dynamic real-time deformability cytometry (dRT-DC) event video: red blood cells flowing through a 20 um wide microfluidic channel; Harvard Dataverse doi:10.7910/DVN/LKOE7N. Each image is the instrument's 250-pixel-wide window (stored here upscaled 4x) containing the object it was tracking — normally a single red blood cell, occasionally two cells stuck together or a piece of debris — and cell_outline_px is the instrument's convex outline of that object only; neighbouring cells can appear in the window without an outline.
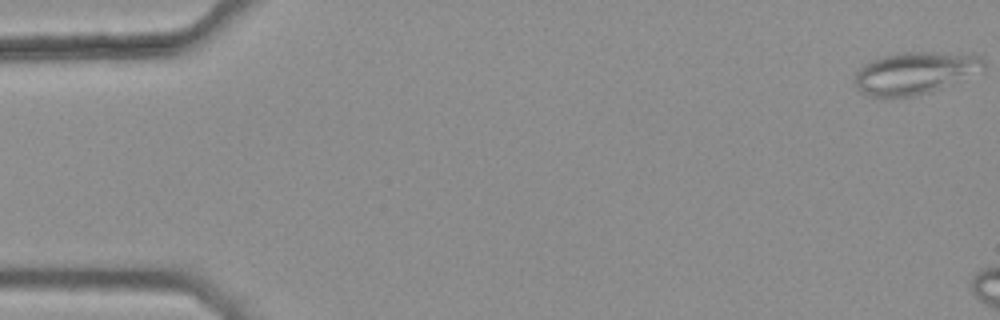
{"species": "common noctule bat (a hibernating species)", "species_latin": "Nyctalus noctula", "temperature_condition": "warm", "stored_images_in_passage": 11, "camera_frame_rate_fps": 3000, "um_per_image_px": 0.085, "animal": {"sex": "female", "body_mass_g": 25.1}, "frame": {"image": 1, "passage_image": 1, "time_ms": 0.0, "image_size_px": [1000, 320], "cell_outline_px": [[984, 72], [940, 88], [916, 96], [888, 100], [864, 96], [856, 88], [852, 80], [856, 72], [864, 64], [872, 60], [884, 56], [900, 52], [932, 52], [980, 56], [984, 60]], "centroid_in_image_um": [77.7, 6.26], "position_along_channel_um": 7.3, "area_um2": 32.54}}